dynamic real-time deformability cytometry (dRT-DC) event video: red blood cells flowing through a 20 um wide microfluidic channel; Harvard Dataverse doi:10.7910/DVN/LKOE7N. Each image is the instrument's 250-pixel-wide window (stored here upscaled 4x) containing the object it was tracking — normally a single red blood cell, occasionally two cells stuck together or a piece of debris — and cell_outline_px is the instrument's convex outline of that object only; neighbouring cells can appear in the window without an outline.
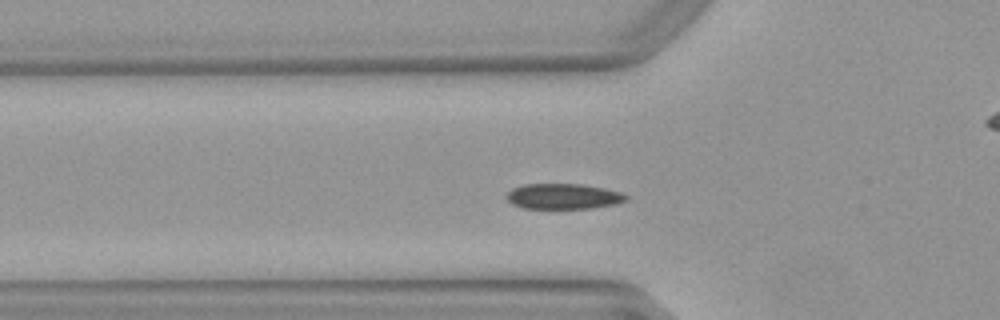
{"species": "Egyptian fruit bat (a non-hibernating species)", "species_latin": "Rousettus aegyptiacus", "temperature_condition": "warm", "stored_images_in_passage": 42, "camera_frame_rate_fps": 3000, "um_per_image_px": 0.085, "animal": {"sex": "female"}, "frame": {"image": 1, "passage_image": 7, "time_ms": 2.0, "image_size_px": [1000, 320], "cell_outline_px": [[628, 200], [616, 204], [592, 208], [524, 208], [512, 204], [504, 196], [512, 188], [524, 184], [580, 184], [604, 188], [620, 192], [628, 196]], "centroid_in_image_um": [47.88, 16.69], "position_along_channel_um": 77.9, "area_um2": 17.74}}
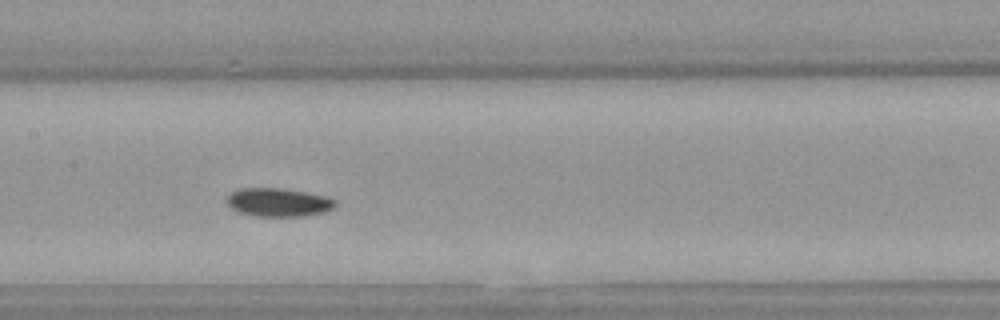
{"frame": {"image": 2, "passage_image": 15, "time_ms": 4.667, "image_size_px": [1000, 320], "cell_outline_px": [[336, 208], [324, 212], [304, 216], [252, 216], [236, 212], [228, 208], [224, 200], [232, 192], [240, 188], [284, 188], [328, 196], [336, 200]], "centroid_in_image_um": [23.64, 17.2], "position_along_channel_um": 183.8, "area_um2": 18.5}}
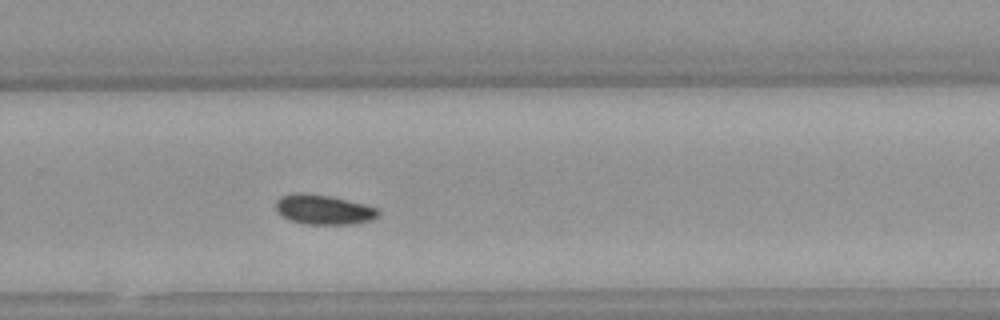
{"frame": {"image": 3, "passage_image": 24, "time_ms": 7.667, "image_size_px": [1000, 320], "cell_outline_px": [[380, 216], [372, 220], [352, 224], [304, 224], [288, 220], [276, 208], [276, 200], [280, 196], [292, 192], [304, 192], [332, 196], [364, 204], [376, 208], [380, 212]], "centroid_in_image_um": [27.5, 17.8], "position_along_channel_um": 302.3, "area_um2": 17.98}, "authors_computed_cell_mechanics": {"area_um2": 17.7157, "velocity_mm_per_s": 3.9612, "shape_relaxation_time_tau1_ms": 1.6868, "shape_relaxation_time_tau2_ms": null, "deformation_change_tau1": 0.0704, "deformation_change_tau2": null}}